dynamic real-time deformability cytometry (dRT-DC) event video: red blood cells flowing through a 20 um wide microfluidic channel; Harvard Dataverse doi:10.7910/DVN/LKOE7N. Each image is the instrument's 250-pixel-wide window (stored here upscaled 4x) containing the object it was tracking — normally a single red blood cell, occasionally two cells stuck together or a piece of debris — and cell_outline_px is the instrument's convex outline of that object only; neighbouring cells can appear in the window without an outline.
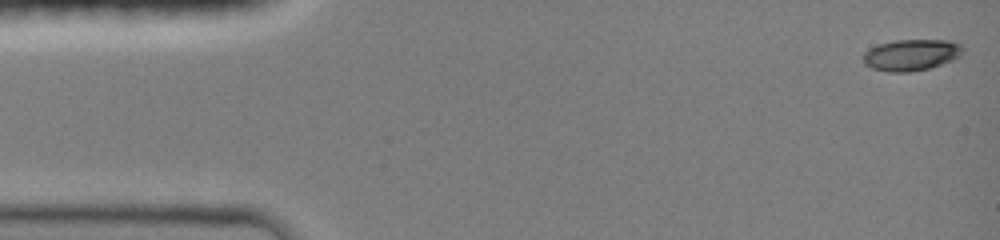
{"species": "common noctule bat (a hibernating species)", "species_latin": "Nyctalus noctula", "temperature_condition": "room temperature", "stored_images_in_passage": 21, "camera_frame_rate_fps": 3000, "um_per_image_px": 0.085, "animal": {"sex": "female", "body_mass_g": 19.0, "forearm_length_mm": 51.5}, "frame": {"image": 1, "passage_image": 1, "time_ms": 0.0, "image_size_px": [1000, 240], "cell_outline_px": [[964, 52], [960, 56], [952, 60], [928, 68], [908, 72], [888, 72], [872, 68], [864, 64], [864, 52], [868, 48], [880, 44], [896, 40], [948, 40], [960, 44], [964, 48]], "centroid_in_image_um": [77.46, 4.66], "position_along_channel_um": 7.5, "area_um2": 18.15}}
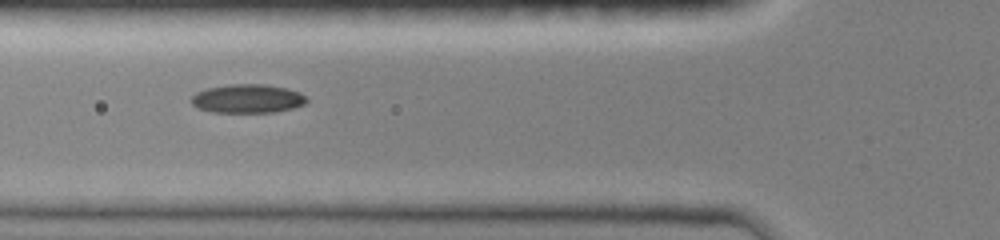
{"frame": {"image": 2, "passage_image": 15, "time_ms": 5.333, "image_size_px": [1000, 240], "cell_outline_px": [[308, 100], [304, 104], [292, 108], [272, 112], [212, 112], [200, 108], [192, 104], [192, 96], [196, 92], [208, 88], [228, 84], [264, 84], [284, 88], [300, 92]], "centroid_in_image_um": [21.03, 8.38], "position_along_channel_um": 104.8, "area_um2": 19.07}}
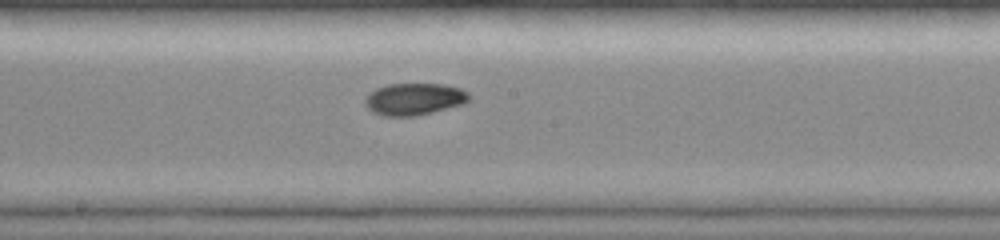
{"frame": {"image": 3, "passage_image": 21, "time_ms": 8.0, "image_size_px": [1000, 240], "cell_outline_px": [[472, 96], [464, 104], [416, 116], [384, 116], [372, 112], [364, 104], [364, 100], [368, 92], [376, 88], [388, 84], [444, 84], [460, 88], [468, 92]], "centroid_in_image_um": [35.2, 8.42], "position_along_channel_um": 213.0, "area_um2": 19.59}}